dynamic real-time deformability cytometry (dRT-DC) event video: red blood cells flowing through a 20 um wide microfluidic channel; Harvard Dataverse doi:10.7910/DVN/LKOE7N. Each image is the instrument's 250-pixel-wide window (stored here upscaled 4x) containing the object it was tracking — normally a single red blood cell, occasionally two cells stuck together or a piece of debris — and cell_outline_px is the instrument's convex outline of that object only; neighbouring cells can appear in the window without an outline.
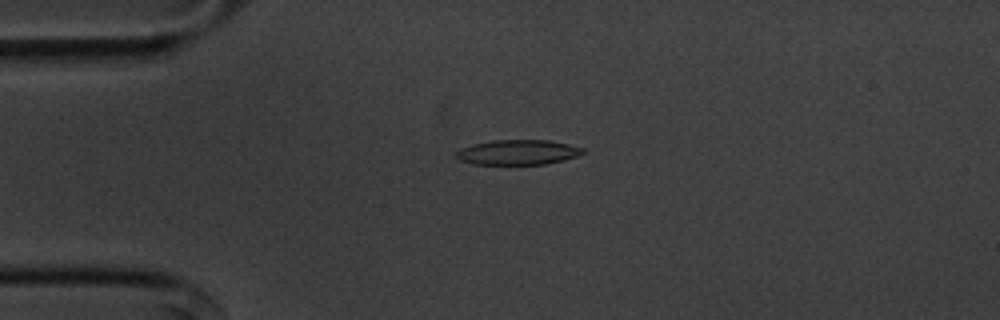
{"species": "common noctule bat (a hibernating species)", "species_latin": "Nyctalus noctula", "temperature_condition": "cold", "stored_images_in_passage": 55, "camera_frame_rate_fps": 3000, "um_per_image_px": 0.085, "animal": {"sex": "male", "body_mass_g": 20.1, "forearm_length_mm": 53.5}, "frame": {"image": 1, "passage_image": 13, "time_ms": 4.0, "image_size_px": [1000, 320], "cell_outline_px": [[584, 152], [576, 156], [564, 160], [544, 164], [472, 164], [460, 160], [456, 156], [456, 152], [460, 148], [472, 144], [492, 140], [548, 140], [568, 144], [584, 148]], "centroid_in_image_um": [43.99, 12.94], "position_along_channel_um": 41.0, "area_um2": 18.38}}
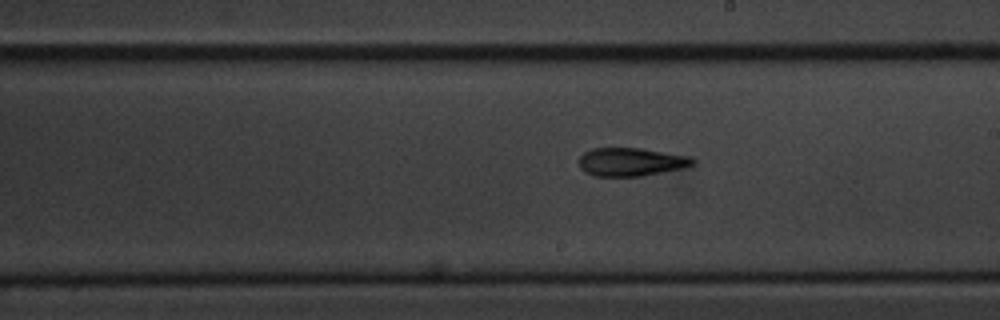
{"frame": {"image": 2, "passage_image": 31, "time_ms": 10.0, "image_size_px": [1000, 320], "cell_outline_px": [[696, 160], [692, 164], [680, 168], [640, 176], [596, 176], [584, 172], [580, 168], [580, 156], [584, 152], [592, 148], [640, 148], [688, 156]], "centroid_in_image_um": [53.57, 13.75], "position_along_channel_um": 235.4, "area_um2": 18.44}}
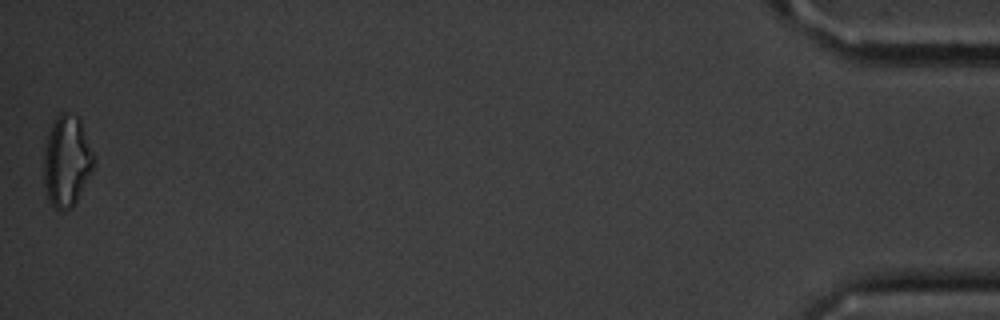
{"frame": {"image": 3, "passage_image": 55, "time_ms": 18.0, "image_size_px": [1000, 320], "cell_outline_px": [[96, 156], [92, 168], [76, 200], [68, 208], [60, 212], [48, 200], [44, 184], [44, 152], [52, 120], [60, 112], [68, 112], [76, 116], [80, 120]], "centroid_in_image_um": [5.66, 13.64], "position_along_channel_um": 429.5, "area_um2": 26.3}, "authors_computed_cell_mechanics": {"area_um2": 18.7272, "velocity_mm_per_s": 3.611, "shape_relaxation_time_tau1_ms": 7.4393, "shape_relaxation_time_tau2_ms": 5.4929, "deformation_change_tau1": 0.1899, "deformation_change_tau2": 0.1475}}